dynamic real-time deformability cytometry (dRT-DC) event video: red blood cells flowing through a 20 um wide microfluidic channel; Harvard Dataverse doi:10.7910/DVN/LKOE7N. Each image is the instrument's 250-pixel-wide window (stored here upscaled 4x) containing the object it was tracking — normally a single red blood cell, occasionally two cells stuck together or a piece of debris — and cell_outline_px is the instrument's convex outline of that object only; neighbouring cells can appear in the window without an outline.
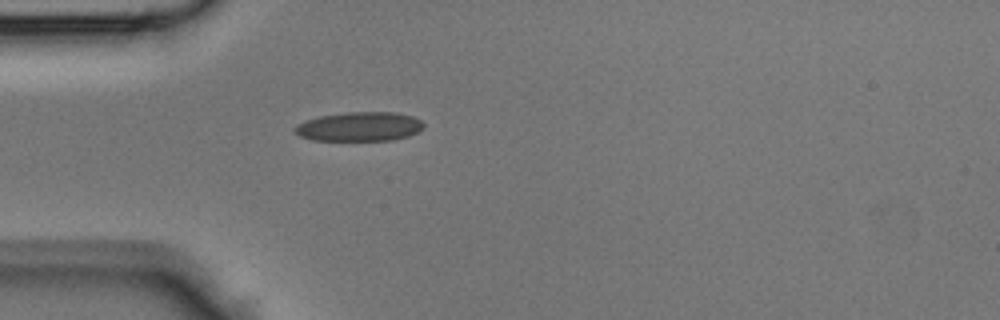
{"species": "Egyptian fruit bat (a non-hibernating species)", "species_latin": "Rousettus aegyptiacus", "temperature_condition": "room temperature", "stored_images_in_passage": 27, "camera_frame_rate_fps": 3000, "um_per_image_px": 0.085, "animal": {"sex": "male"}, "frame": {"image": 1, "passage_image": 1, "time_ms": 0.0, "image_size_px": [1000, 320], "cell_outline_px": [[424, 128], [408, 136], [392, 140], [312, 140], [300, 136], [292, 128], [296, 124], [320, 116], [348, 112], [392, 112], [412, 116], [420, 120], [424, 124]], "centroid_in_image_um": [30.55, 10.76], "position_along_channel_um": 54.5, "area_um2": 21.79}}
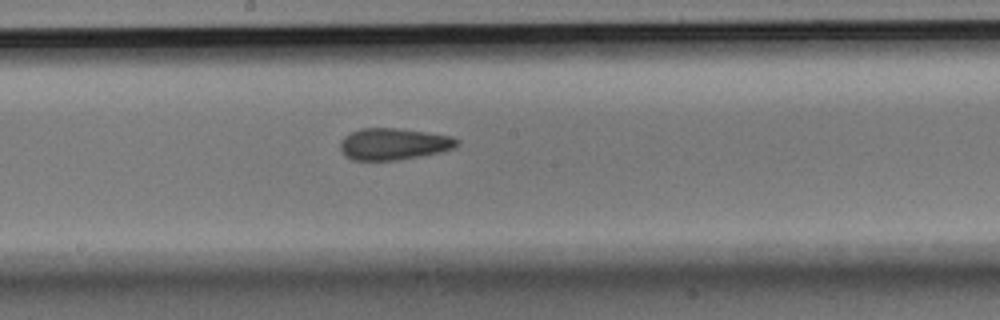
{"frame": {"image": 2, "passage_image": 12, "time_ms": 3.667, "image_size_px": [1000, 320], "cell_outline_px": [[460, 144], [456, 148], [440, 152], [420, 156], [396, 160], [352, 160], [344, 156], [340, 148], [340, 140], [344, 136], [360, 128], [396, 128], [452, 136], [460, 140]], "centroid_in_image_um": [33.46, 12.24], "position_along_channel_um": 214.7, "area_um2": 21.68}}
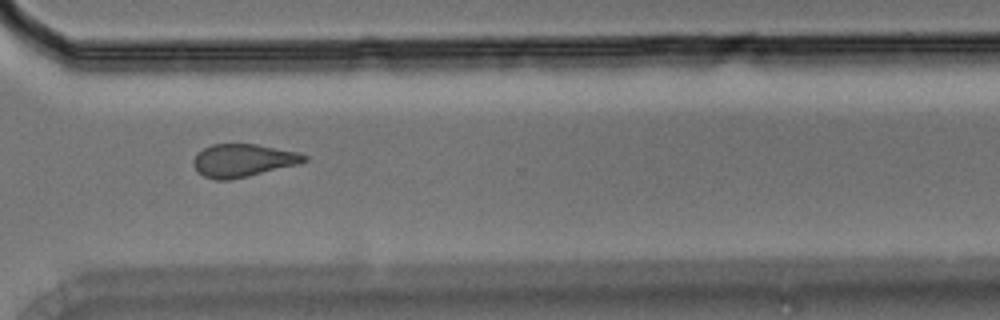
{"frame": {"image": 3, "passage_image": 21, "time_ms": 6.667, "image_size_px": [1000, 320], "cell_outline_px": [[308, 160], [300, 164], [248, 176], [228, 180], [216, 180], [204, 176], [196, 172], [192, 164], [192, 160], [204, 148], [212, 144], [256, 144], [296, 152], [308, 156]], "centroid_in_image_um": [20.64, 13.64], "position_along_channel_um": 350.0, "area_um2": 21.21}}